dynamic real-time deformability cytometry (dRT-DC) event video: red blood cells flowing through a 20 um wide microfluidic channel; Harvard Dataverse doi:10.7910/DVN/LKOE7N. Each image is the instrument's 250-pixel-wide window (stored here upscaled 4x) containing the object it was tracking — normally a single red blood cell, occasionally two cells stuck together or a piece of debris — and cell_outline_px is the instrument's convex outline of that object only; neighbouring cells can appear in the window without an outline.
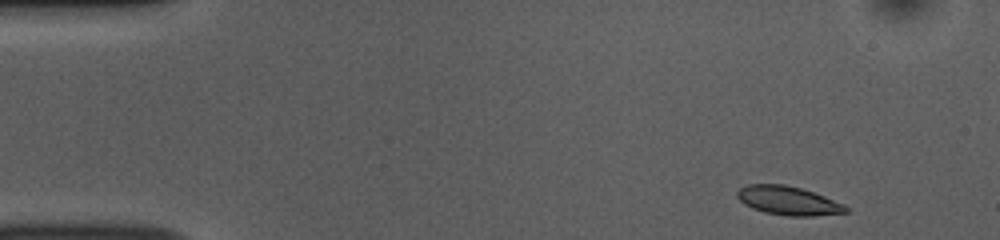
{"species": "common noctule bat (a hibernating species)", "species_latin": "Nyctalus noctula", "temperature_condition": "room temperature", "stored_images_in_passage": 49, "camera_frame_rate_fps": 3000, "um_per_image_px": 0.085, "animal": {"sex": "female", "body_mass_g": 10.0, "forearm_length_mm": 53.1}, "frame": {"image": 1, "passage_image": 1, "time_ms": 0.0, "image_size_px": [1000, 240], "cell_outline_px": [[848, 212], [816, 216], [788, 216], [764, 212], [752, 208], [744, 204], [736, 196], [736, 192], [740, 188], [748, 184], [784, 184], [800, 188], [824, 196], [844, 204], [848, 208]], "centroid_in_image_um": [66.99, 17.06], "position_along_channel_um": 18.0, "area_um2": 18.21}}
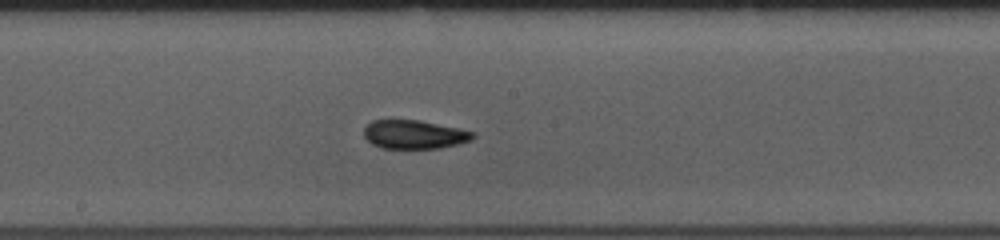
{"frame": {"image": 2, "passage_image": 24, "time_ms": 7.667, "image_size_px": [1000, 240], "cell_outline_px": [[476, 136], [472, 140], [440, 148], [380, 148], [372, 144], [364, 136], [364, 128], [372, 120], [420, 120], [476, 132]], "centroid_in_image_um": [35.22, 11.43], "position_along_channel_um": 213.0, "area_um2": 18.21}}
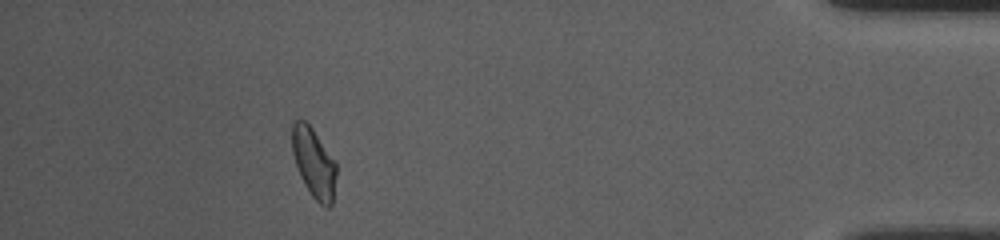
{"frame": {"image": 3, "passage_image": 44, "time_ms": 14.333, "image_size_px": [1000, 240], "cell_outline_px": [[336, 176], [332, 204], [328, 208], [324, 208], [312, 196], [304, 184], [300, 176], [292, 152], [292, 120], [304, 120], [312, 128], [336, 160]], "centroid_in_image_um": [26.68, 13.85], "position_along_channel_um": 408.5, "area_um2": 18.09}, "authors_computed_cell_mechanics": {"area_um2": 18.3804, "velocity_mm_per_s": 3.7371, "shape_relaxation_time_tau1_ms": 4.7608, "shape_relaxation_time_tau2_ms": 2.5515, "deformation_change_tau1": 0.1446, "deformation_change_tau2": 0.0504}}